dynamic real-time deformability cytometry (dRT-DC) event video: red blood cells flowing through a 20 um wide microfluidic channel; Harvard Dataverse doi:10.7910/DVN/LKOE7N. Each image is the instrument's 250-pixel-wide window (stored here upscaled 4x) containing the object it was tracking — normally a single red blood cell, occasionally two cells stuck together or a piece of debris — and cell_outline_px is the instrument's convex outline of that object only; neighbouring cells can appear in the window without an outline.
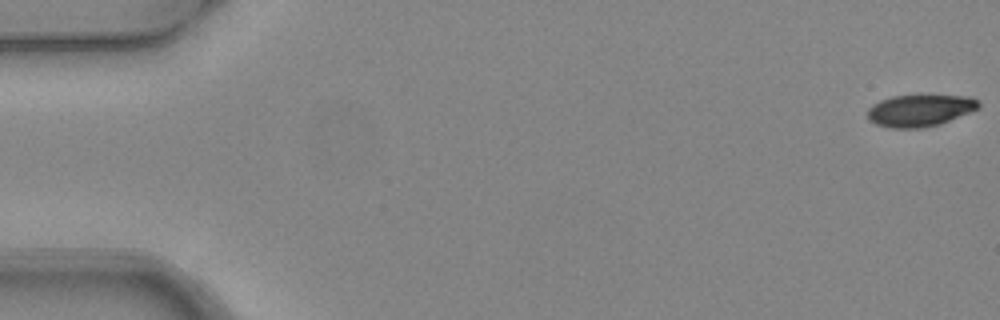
{"species": "common noctule bat (a hibernating species)", "species_latin": "Nyctalus noctula", "temperature_condition": "warm", "stored_images_in_passage": 5, "camera_frame_rate_fps": 3000, "um_per_image_px": 0.085, "animal": {"sex": "female", "body_mass_g": 24.6, "forearm_length_mm": 56.2}, "frame": {"image": 1, "passage_image": 1, "time_ms": 0.0, "image_size_px": [1000, 320], "cell_outline_px": [[980, 108], [940, 124], [920, 128], [892, 128], [876, 124], [868, 120], [868, 108], [872, 104], [880, 100], [892, 96], [920, 92], [972, 96], [980, 100]], "centroid_in_image_um": [78.24, 9.32], "position_along_channel_um": 6.8, "area_um2": 21.79}}
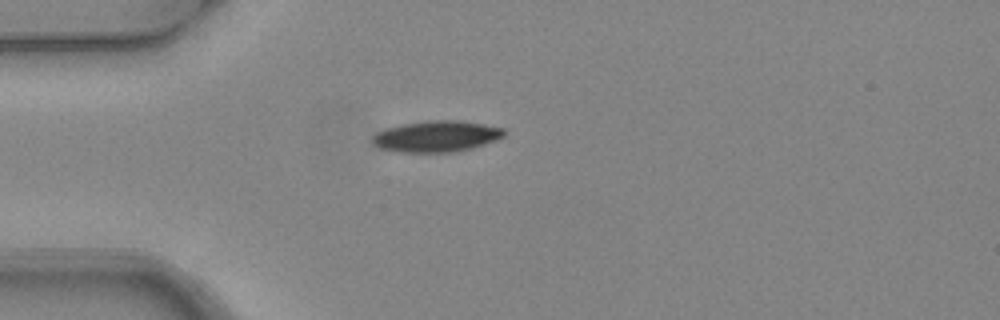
{"frame": {"image": 2, "passage_image": 5, "time_ms": 1.333, "image_size_px": [1000, 320], "cell_outline_px": [[504, 136], [496, 140], [472, 148], [452, 152], [400, 152], [376, 148], [372, 144], [372, 136], [376, 132], [384, 128], [404, 124], [428, 120], [460, 120], [484, 124], [504, 128]], "centroid_in_image_um": [37.05, 11.59], "position_along_channel_um": 47.9, "area_um2": 24.1}}